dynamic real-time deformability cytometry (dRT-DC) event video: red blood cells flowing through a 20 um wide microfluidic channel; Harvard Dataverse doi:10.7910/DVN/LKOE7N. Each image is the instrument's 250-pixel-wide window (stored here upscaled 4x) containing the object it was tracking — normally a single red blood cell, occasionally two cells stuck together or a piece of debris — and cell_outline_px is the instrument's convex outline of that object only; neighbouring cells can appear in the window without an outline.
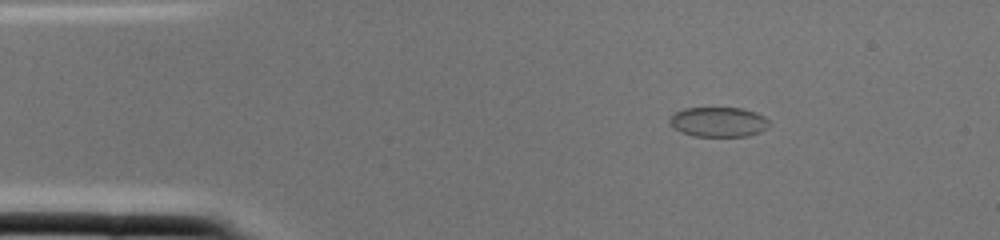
{"species": "common noctule bat (a hibernating species)", "species_latin": "Nyctalus noctula", "temperature_condition": "cold", "stored_images_in_passage": 1, "camera_frame_rate_fps": 3000, "um_per_image_px": 0.085, "animal": {"sex": "female", "body_mass_g": 22.0, "forearm_length_mm": 56.7}, "frame": {"image": 1, "passage_image": 1, "time_ms": 0.0, "image_size_px": [1000, 240], "cell_outline_px": [[772, 124], [768, 128], [760, 132], [748, 136], [696, 136], [680, 132], [668, 124], [668, 116], [684, 108], [744, 108], [756, 112], [764, 116]], "centroid_in_image_um": [61.07, 10.36], "position_along_channel_um": 23.9, "area_um2": 17.63}}